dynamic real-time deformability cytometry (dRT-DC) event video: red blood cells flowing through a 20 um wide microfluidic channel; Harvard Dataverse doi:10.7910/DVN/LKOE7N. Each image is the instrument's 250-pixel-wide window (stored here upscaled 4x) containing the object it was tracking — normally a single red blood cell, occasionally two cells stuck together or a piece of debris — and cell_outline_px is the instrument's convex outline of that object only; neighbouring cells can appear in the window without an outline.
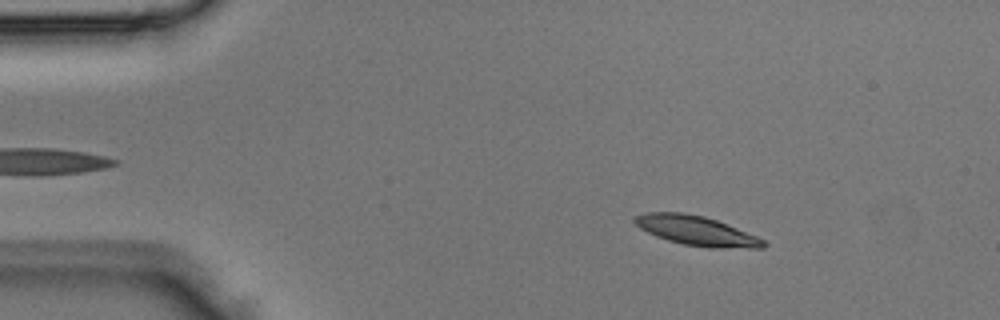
{"species": "Egyptian fruit bat (a non-hibernating species)", "species_latin": "Rousettus aegyptiacus", "temperature_condition": "room temperature", "stored_images_in_passage": 3, "camera_frame_rate_fps": 3000, "um_per_image_px": 0.085, "animal": {"sex": "male"}, "frame": {"image": 1, "passage_image": 1, "time_ms": 0.0, "image_size_px": [1000, 320], "cell_outline_px": [[768, 244], [764, 248], [712, 248], [684, 244], [668, 240], [656, 236], [640, 228], [632, 220], [632, 216], [644, 212], [684, 212], [704, 216], [716, 220], [756, 236], [764, 240]], "centroid_in_image_um": [59.17, 19.6], "position_along_channel_um": 25.8, "area_um2": 22.14}}